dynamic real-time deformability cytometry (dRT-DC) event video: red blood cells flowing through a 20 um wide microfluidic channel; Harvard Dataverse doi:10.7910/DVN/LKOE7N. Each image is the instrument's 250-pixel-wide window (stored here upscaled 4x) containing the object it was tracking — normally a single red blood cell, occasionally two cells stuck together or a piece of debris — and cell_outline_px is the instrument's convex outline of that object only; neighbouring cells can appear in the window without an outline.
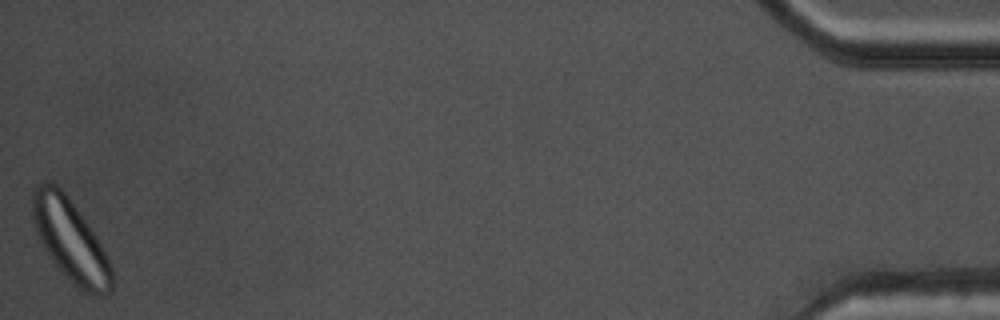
{"species": "common noctule bat (a hibernating species)", "species_latin": "Nyctalus noctula", "temperature_condition": "warm", "stored_images_in_passage": 47, "camera_frame_rate_fps": 3000, "um_per_image_px": 0.085, "animal": {"sex": "male", "body_mass_g": 17.5, "forearm_length_mm": 52.3}, "frame": {"image": 1, "passage_image": 47, "time_ms": 15.333, "image_size_px": [1000, 320], "cell_outline_px": [[112, 292], [104, 296], [100, 296], [80, 288], [48, 256], [36, 232], [32, 216], [32, 188], [44, 180], [52, 180], [64, 192], [88, 224], [96, 236], [112, 268]], "centroid_in_image_um": [5.95, 20.36], "position_along_channel_um": 429.2, "area_um2": 37.28}, "authors_computed_cell_mechanics": {"area_um2": 29.4202, "velocity_mm_per_s": 3.7009, "shape_relaxation_time_tau1_ms": null, "shape_relaxation_time_tau2_ms": 1.8045, "deformation_change_tau1": null, "deformation_change_tau2": 0.0703}}